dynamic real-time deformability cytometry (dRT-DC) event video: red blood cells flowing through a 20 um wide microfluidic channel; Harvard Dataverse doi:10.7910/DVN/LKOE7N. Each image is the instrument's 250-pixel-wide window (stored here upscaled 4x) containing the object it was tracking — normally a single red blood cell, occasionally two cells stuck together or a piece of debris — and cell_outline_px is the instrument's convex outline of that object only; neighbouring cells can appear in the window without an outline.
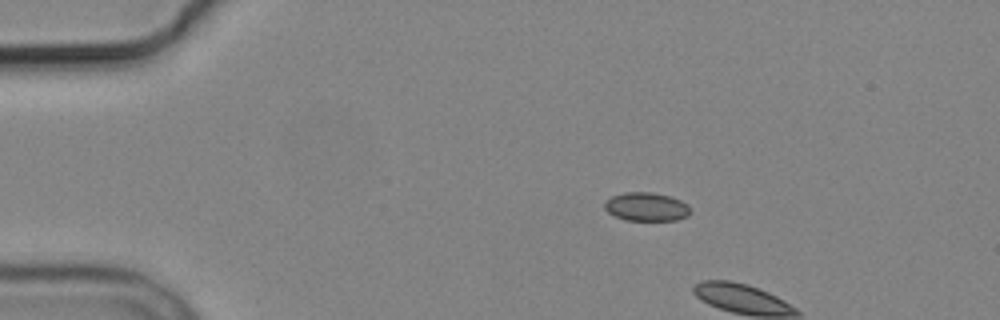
{"species": "common noctule bat (a hibernating species)", "species_latin": "Nyctalus noctula", "temperature_condition": "cold", "stored_images_in_passage": 3, "camera_frame_rate_fps": 3000, "um_per_image_px": 0.085, "animal": {"sex": "male", "body_mass_g": 19.2, "forearm_length_mm": 51.8}, "frame": {"image": 1, "passage_image": 2, "time_ms": 1.333, "image_size_px": [1000, 320], "cell_outline_px": [[688, 216], [676, 220], [624, 220], [608, 212], [604, 208], [604, 200], [612, 196], [624, 192], [652, 192], [668, 196], [680, 200], [688, 204]], "centroid_in_image_um": [54.9, 17.57], "position_along_channel_um": 30.1, "area_um2": 14.22}}